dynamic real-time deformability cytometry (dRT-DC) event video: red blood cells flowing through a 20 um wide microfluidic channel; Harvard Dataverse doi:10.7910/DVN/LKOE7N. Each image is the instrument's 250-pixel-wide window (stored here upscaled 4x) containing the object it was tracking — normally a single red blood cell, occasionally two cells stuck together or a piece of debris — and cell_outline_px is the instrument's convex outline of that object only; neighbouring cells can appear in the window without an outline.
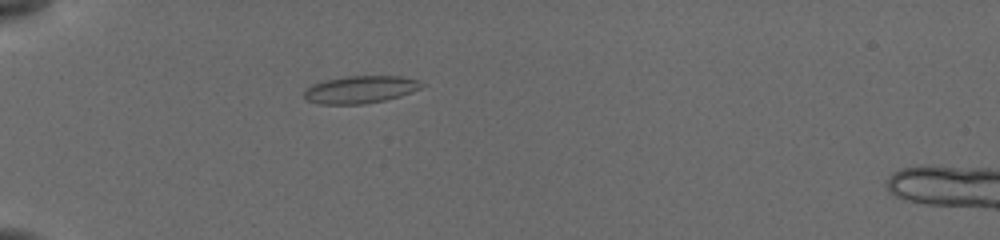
{"species": "common noctule bat (a hibernating species)", "species_latin": "Nyctalus noctula", "temperature_condition": "cold", "stored_images_in_passage": 42, "camera_frame_rate_fps": 3000, "um_per_image_px": 0.085, "animal": {"sex": "female", "body_mass_g": 19.5, "forearm_length_mm": 54.1}, "frame": {"image": 1, "passage_image": 5, "time_ms": 1.333, "image_size_px": [1000, 240], "cell_outline_px": [[428, 84], [412, 92], [400, 96], [384, 100], [364, 104], [320, 104], [304, 100], [304, 92], [312, 84], [324, 80], [344, 76], [400, 76], [420, 80]], "centroid_in_image_um": [30.65, 7.6], "position_along_channel_um": 54.3, "area_um2": 19.02}}
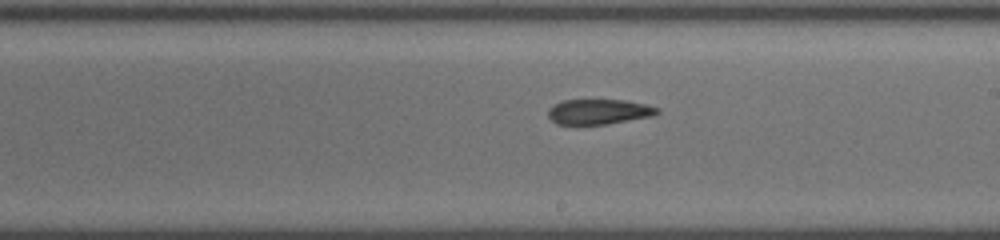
{"frame": {"image": 2, "passage_image": 21, "time_ms": 6.667, "image_size_px": [1000, 240], "cell_outline_px": [[660, 112], [652, 116], [608, 124], [556, 124], [548, 116], [548, 108], [552, 104], [564, 100], [624, 100], [644, 104], [660, 108]], "centroid_in_image_um": [50.88, 9.49], "position_along_channel_um": 238.1, "area_um2": 16.01}}
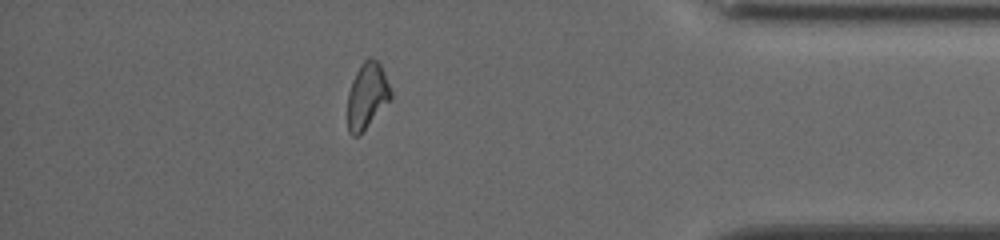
{"frame": {"image": 3, "passage_image": 36, "time_ms": 11.667, "image_size_px": [1000, 240], "cell_outline_px": [[392, 96], [360, 136], [352, 136], [348, 132], [348, 92], [352, 80], [360, 64], [368, 56], [372, 56], [380, 64], [384, 72], [392, 92]], "centroid_in_image_um": [31.18, 8.13], "position_along_channel_um": 404.0, "area_um2": 16.65}}